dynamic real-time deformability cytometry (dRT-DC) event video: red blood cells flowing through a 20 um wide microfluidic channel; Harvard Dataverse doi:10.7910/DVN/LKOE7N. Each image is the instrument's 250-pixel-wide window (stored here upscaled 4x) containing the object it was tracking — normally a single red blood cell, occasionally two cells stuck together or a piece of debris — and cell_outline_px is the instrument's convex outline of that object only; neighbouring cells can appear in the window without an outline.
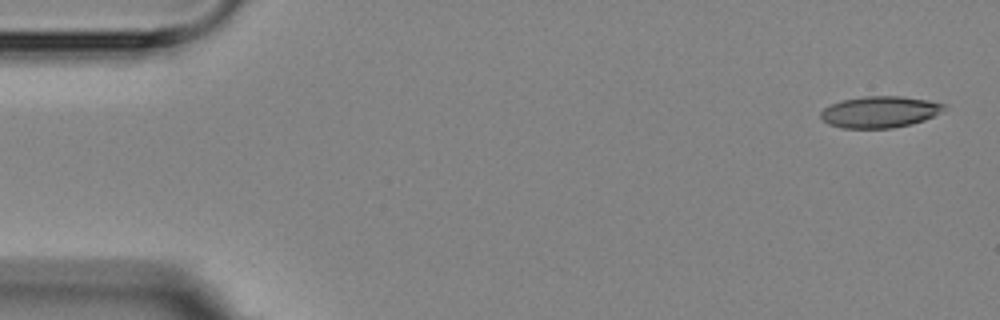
{"species": "Egyptian fruit bat (a non-hibernating species)", "species_latin": "Rousettus aegyptiacus", "temperature_condition": "room temperature", "stored_images_in_passage": 5, "camera_frame_rate_fps": 3000, "um_per_image_px": 0.085, "animal": {"sex": "female"}, "frame": {"image": 1, "passage_image": 1, "time_ms": 0.0, "image_size_px": [1000, 320], "cell_outline_px": [[944, 108], [940, 112], [924, 120], [912, 124], [892, 128], [844, 128], [828, 124], [820, 116], [820, 112], [824, 108], [840, 100], [864, 96], [900, 96], [928, 100], [944, 104]], "centroid_in_image_um": [74.75, 9.51], "position_along_channel_um": 10.3, "area_um2": 22.48}}
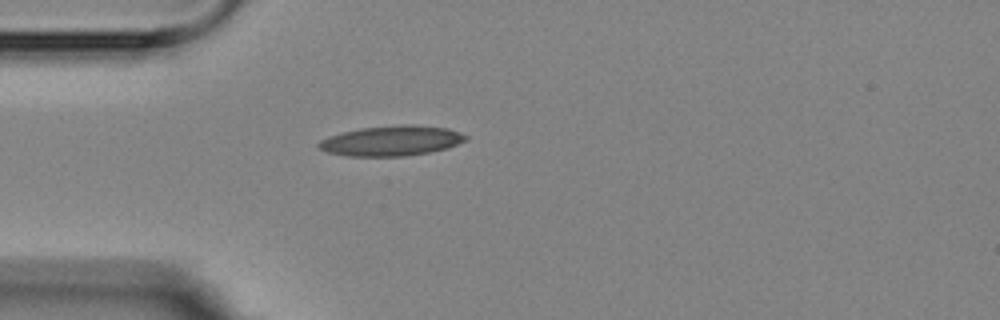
{"frame": {"image": 2, "passage_image": 5, "time_ms": 4.333, "image_size_px": [1000, 320], "cell_outline_px": [[468, 140], [448, 148], [428, 152], [404, 156], [344, 156], [328, 152], [320, 148], [316, 144], [320, 140], [328, 136], [360, 128], [400, 124], [412, 124], [448, 128], [460, 132], [468, 136]], "centroid_in_image_um": [33.3, 11.96], "position_along_channel_um": 51.7, "area_um2": 25.95}}